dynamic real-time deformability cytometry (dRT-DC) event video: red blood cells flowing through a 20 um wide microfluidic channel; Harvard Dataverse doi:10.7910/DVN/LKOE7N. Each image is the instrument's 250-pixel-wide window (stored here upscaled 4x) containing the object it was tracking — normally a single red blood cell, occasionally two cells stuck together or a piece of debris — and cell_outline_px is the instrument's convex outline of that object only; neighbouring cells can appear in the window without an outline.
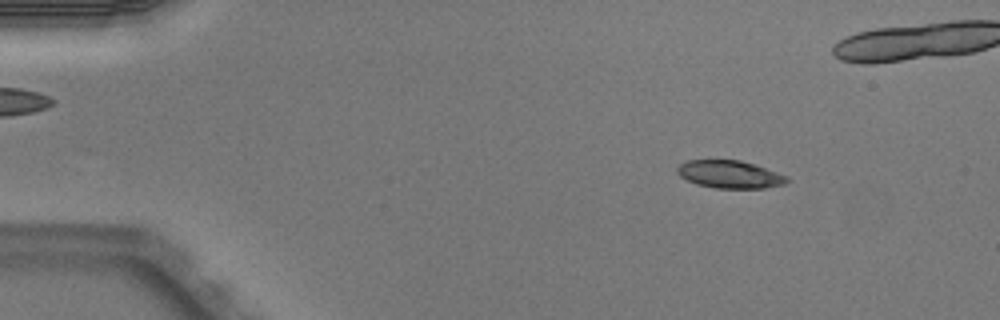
{"species": "Egyptian fruit bat (a non-hibernating species)", "species_latin": "Rousettus aegyptiacus", "temperature_condition": "warm", "stored_images_in_passage": 4, "camera_frame_rate_fps": 3000, "um_per_image_px": 0.085, "animal": {"sex": "male"}, "frame": {"image": 1, "passage_image": 1, "time_ms": 0.0, "image_size_px": [1000, 320], "cell_outline_px": [[788, 180], [784, 184], [764, 188], [716, 188], [696, 184], [680, 176], [676, 172], [676, 168], [684, 160], [716, 156], [740, 160], [756, 164], [788, 176]], "centroid_in_image_um": [61.96, 14.75], "position_along_channel_um": 23.0, "area_um2": 18.61}}